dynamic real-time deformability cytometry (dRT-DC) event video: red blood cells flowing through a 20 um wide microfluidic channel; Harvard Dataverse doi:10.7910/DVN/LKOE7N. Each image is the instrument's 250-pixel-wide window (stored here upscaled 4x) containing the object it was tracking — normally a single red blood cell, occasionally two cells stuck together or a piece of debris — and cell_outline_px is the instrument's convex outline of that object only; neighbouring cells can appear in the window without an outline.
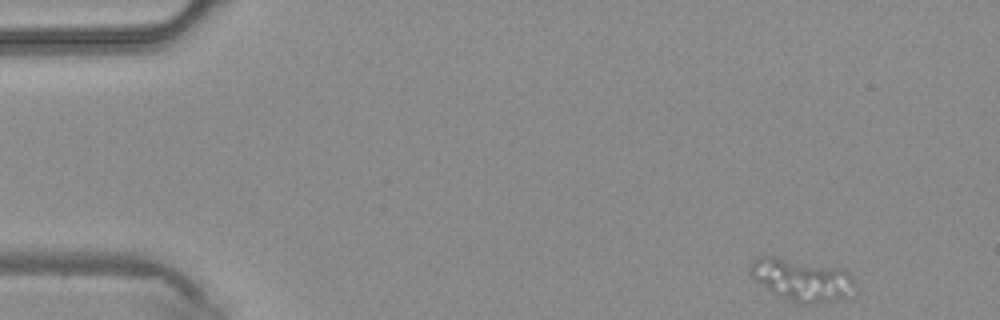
{"species": "common noctule bat (a hibernating species)", "species_latin": "Nyctalus noctula", "temperature_condition": "warm", "stored_images_in_passage": 40, "camera_frame_rate_fps": 3000, "um_per_image_px": 0.085, "animal": {"sex": "male", "body_mass_g": 20.4}, "frame": {"image": 1, "passage_image": 1, "time_ms": 0.0, "image_size_px": [1000, 320], "cell_outline_px": [[856, 292], [836, 300], [812, 304], [800, 304], [780, 296], [772, 292], [756, 280], [748, 272], [748, 268], [752, 260], [756, 256], [772, 256], [844, 268], [852, 276], [856, 284]], "centroid_in_image_um": [68.18, 23.77], "position_along_channel_um": 16.8, "area_um2": 26.07}}
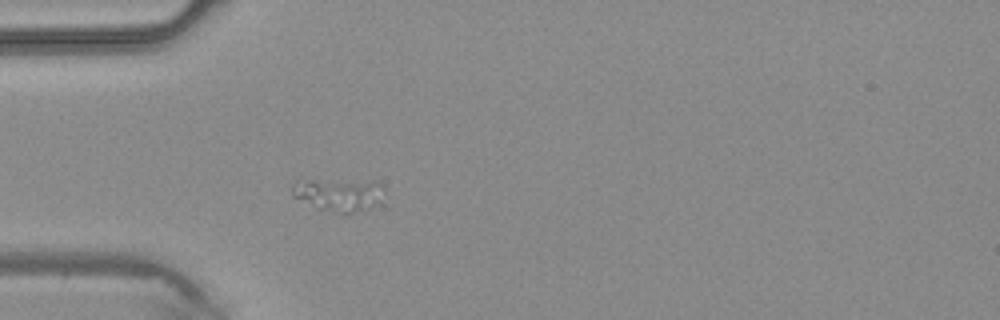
{"frame": {"image": 2, "passage_image": 10, "time_ms": 3.0, "image_size_px": [1000, 320], "cell_outline_px": [[384, 204], [352, 212], [340, 212], [320, 208], [292, 196], [292, 184], [312, 180], [372, 180], [384, 184]], "centroid_in_image_um": [28.95, 16.51], "position_along_channel_um": 56.1, "area_um2": 17.57}}
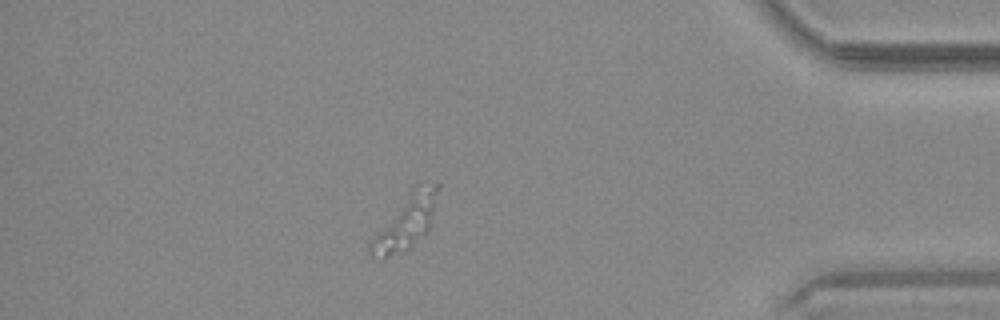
{"frame": {"image": 3, "passage_image": 35, "time_ms": 11.333, "image_size_px": [1000, 320], "cell_outline_px": [[440, 188], [428, 228], [408, 248], [384, 260], [380, 260], [372, 256], [368, 252], [368, 240], [412, 184], [440, 184]], "centroid_in_image_um": [34.4, 18.85], "position_along_channel_um": 400.8, "area_um2": 21.62}}